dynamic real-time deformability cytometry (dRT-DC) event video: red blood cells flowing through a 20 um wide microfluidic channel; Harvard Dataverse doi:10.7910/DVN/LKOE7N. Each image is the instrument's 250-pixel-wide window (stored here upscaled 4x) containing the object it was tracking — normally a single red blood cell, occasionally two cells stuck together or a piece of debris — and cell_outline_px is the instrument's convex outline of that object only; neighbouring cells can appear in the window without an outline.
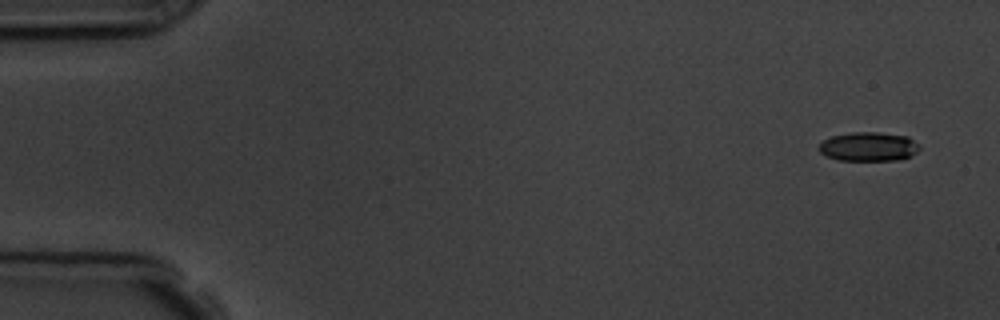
{"species": "common noctule bat (a hibernating species)", "species_latin": "Nyctalus noctula", "temperature_condition": "room temperature", "stored_images_in_passage": 6, "camera_frame_rate_fps": 3000, "um_per_image_px": 0.085, "animal": {"sex": "male", "body_mass_g": 19.5, "forearm_length_mm": 54.6}, "frame": {"image": 1, "passage_image": 1, "time_ms": 0.0, "image_size_px": [1000, 320], "cell_outline_px": [[920, 148], [912, 156], [896, 160], [836, 160], [824, 156], [820, 152], [820, 144], [824, 140], [832, 136], [852, 132], [876, 132], [908, 136]], "centroid_in_image_um": [73.81, 12.47], "position_along_channel_um": 11.2, "area_um2": 16.94}}
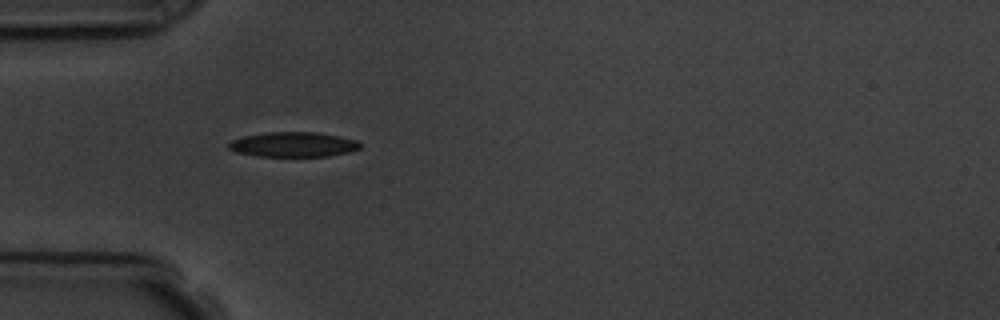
{"frame": {"image": 2, "passage_image": 5, "time_ms": 4.667, "image_size_px": [1000, 320], "cell_outline_px": [[360, 148], [348, 152], [328, 156], [256, 156], [236, 152], [228, 148], [228, 144], [232, 140], [244, 136], [268, 132], [316, 132], [360, 140]], "centroid_in_image_um": [24.94, 12.28], "position_along_channel_um": 60.1, "area_um2": 19.02}}